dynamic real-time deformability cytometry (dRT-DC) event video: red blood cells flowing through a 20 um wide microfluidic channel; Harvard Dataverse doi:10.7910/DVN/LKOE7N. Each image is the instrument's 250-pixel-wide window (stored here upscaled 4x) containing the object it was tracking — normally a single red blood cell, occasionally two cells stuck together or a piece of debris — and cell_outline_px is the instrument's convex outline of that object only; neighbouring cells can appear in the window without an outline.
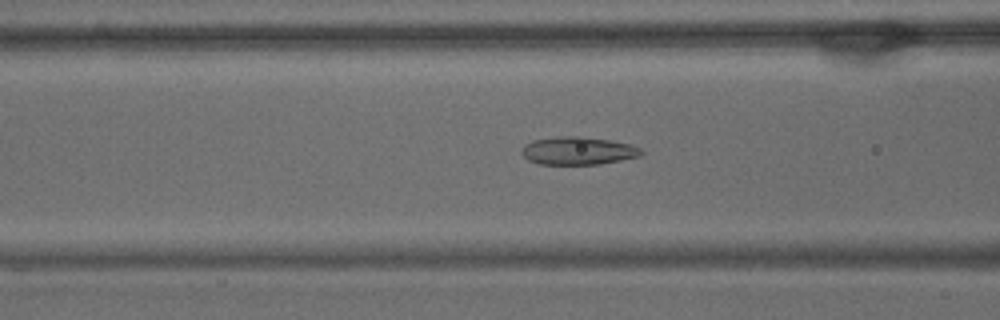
{"species": "common noctule bat (a hibernating species)", "species_latin": "Nyctalus noctula", "temperature_condition": "warm", "stored_images_in_passage": 57, "camera_frame_rate_fps": 3000, "um_per_image_px": 0.085, "animal": {"sex": "male", "body_mass_g": 15.6}, "frame": {"image": 1, "passage_image": 22, "time_ms": 7.0, "image_size_px": [1000, 320], "cell_outline_px": [[644, 152], [640, 156], [600, 164], [540, 164], [528, 160], [520, 152], [524, 144], [532, 140], [560, 136], [580, 136], [608, 140], [632, 144], [640, 148]], "centroid_in_image_um": [49.12, 12.81], "position_along_channel_um": 117.5, "area_um2": 19.48}}
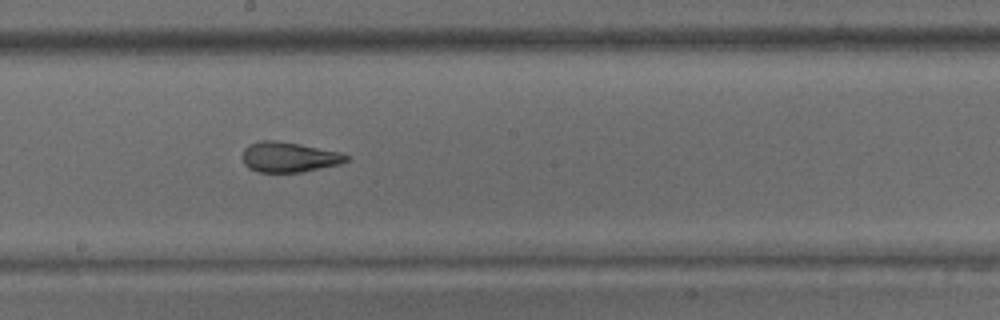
{"frame": {"image": 2, "passage_image": 31, "time_ms": 10.0, "image_size_px": [1000, 320], "cell_outline_px": [[348, 160], [340, 164], [300, 172], [260, 172], [248, 168], [244, 164], [244, 148], [248, 144], [260, 140], [276, 140], [300, 144], [340, 152], [348, 156]], "centroid_in_image_um": [24.54, 13.34], "position_along_channel_um": 223.7, "area_um2": 18.15}}
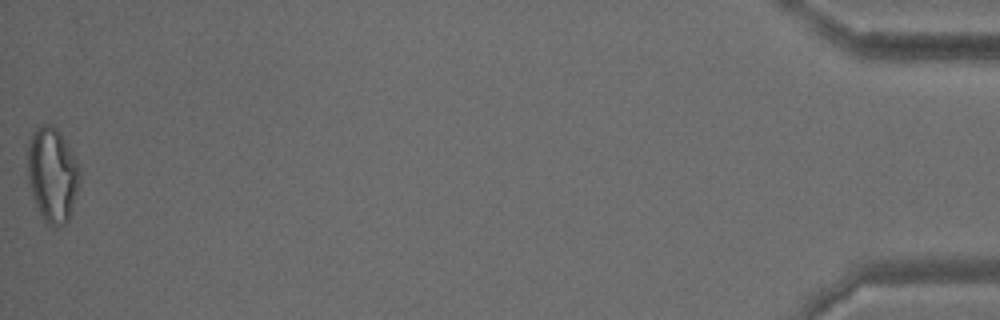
{"frame": {"image": 3, "passage_image": 57, "time_ms": 18.667, "image_size_px": [1000, 320], "cell_outline_px": [[80, 180], [68, 220], [64, 224], [56, 228], [48, 224], [44, 220], [32, 196], [28, 176], [24, 152], [32, 132], [40, 124], [52, 124], [60, 132], [76, 160], [80, 172]], "centroid_in_image_um": [4.4, 14.8], "position_along_channel_um": 430.8, "area_um2": 29.02}, "authors_computed_cell_mechanics": {"area_um2": 21.675, "velocity_mm_per_s": 3.5386, "shape_relaxation_time_tau1_ms": null, "shape_relaxation_time_tau2_ms": 1.8089, "deformation_change_tau1": null, "deformation_change_tau2": 0.0858}}